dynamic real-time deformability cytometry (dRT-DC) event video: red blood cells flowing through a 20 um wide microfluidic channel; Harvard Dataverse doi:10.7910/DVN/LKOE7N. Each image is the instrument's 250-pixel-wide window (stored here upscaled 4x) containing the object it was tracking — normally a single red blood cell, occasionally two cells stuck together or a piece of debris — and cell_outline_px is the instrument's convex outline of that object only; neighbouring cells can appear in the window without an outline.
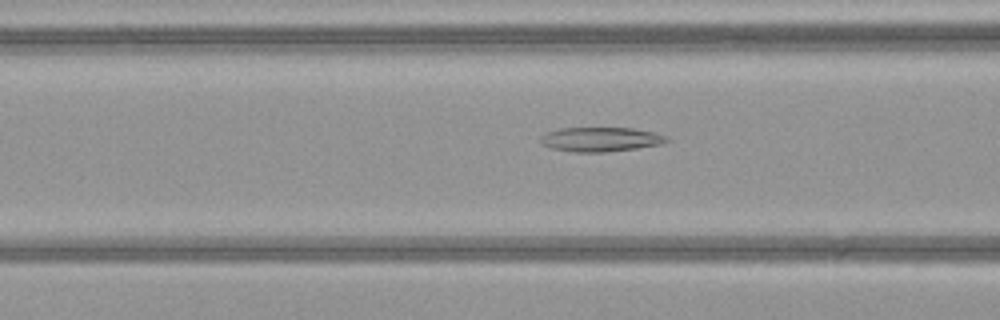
{"species": "common noctule bat (a hibernating species)", "species_latin": "Nyctalus noctula", "temperature_condition": "warm", "stored_images_in_passage": 37, "camera_frame_rate_fps": 3000, "um_per_image_px": 0.085, "animal": {"sex": "female", "body_mass_g": 21.9}, "frame": {"image": 1, "passage_image": 7, "time_ms": 2.0, "image_size_px": [1000, 320], "cell_outline_px": [[668, 140], [664, 144], [636, 148], [604, 152], [576, 152], [552, 148], [540, 144], [540, 136], [544, 132], [560, 128], [632, 128], [652, 132], [668, 136]], "centroid_in_image_um": [51.02, 11.84], "position_along_channel_um": 115.6, "area_um2": 17.98}}
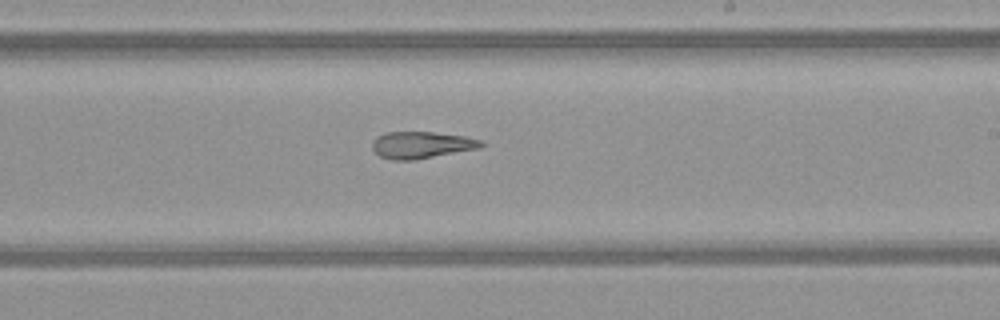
{"frame": {"image": 2, "passage_image": 17, "time_ms": 5.333, "image_size_px": [1000, 320], "cell_outline_px": [[484, 144], [480, 148], [416, 160], [392, 160], [380, 156], [372, 148], [372, 140], [376, 136], [384, 132], [432, 132], [464, 136], [484, 140]], "centroid_in_image_um": [35.83, 12.32], "position_along_channel_um": 253.2, "area_um2": 17.22}}
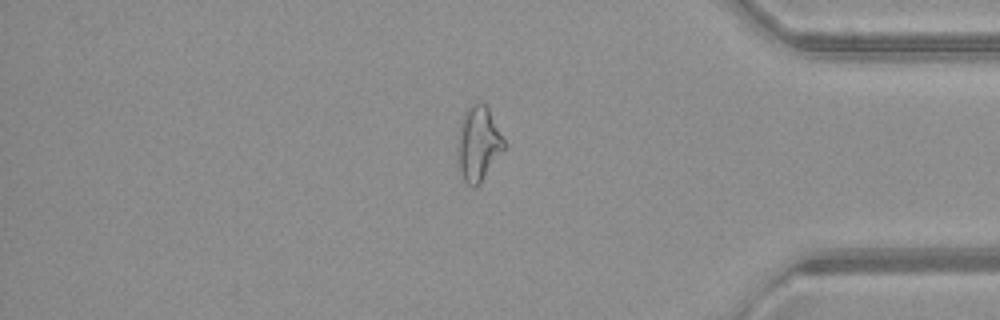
{"frame": {"image": 3, "passage_image": 29, "time_ms": 9.333, "image_size_px": [1000, 320], "cell_outline_px": [[504, 148], [480, 184], [476, 188], [472, 188], [464, 180], [460, 172], [456, 152], [456, 144], [460, 124], [464, 112], [476, 100], [484, 104], [488, 108], [504, 140]], "centroid_in_image_um": [40.61, 12.22], "position_along_channel_um": 394.6, "area_um2": 20.23}, "authors_computed_cell_mechanics": {"area_um2": 18.207, "velocity_mm_per_s": 4.1171, "shape_relaxation_time_tau1_ms": null, "shape_relaxation_time_tau2_ms": 3.6302, "deformation_change_tau1": null, "deformation_change_tau2": 0.14}}